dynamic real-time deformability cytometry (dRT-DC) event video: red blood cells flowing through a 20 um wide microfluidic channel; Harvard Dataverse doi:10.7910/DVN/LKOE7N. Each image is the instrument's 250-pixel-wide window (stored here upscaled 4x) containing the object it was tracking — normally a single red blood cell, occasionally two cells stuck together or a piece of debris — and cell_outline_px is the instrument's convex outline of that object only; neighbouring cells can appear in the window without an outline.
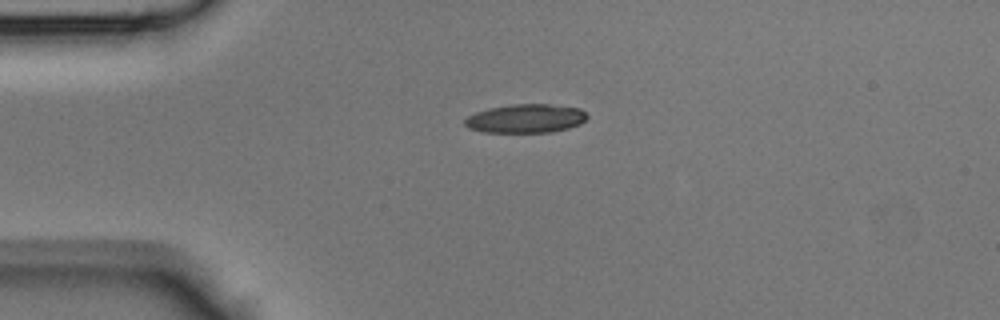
{"species": "Egyptian fruit bat (a non-hibernating species)", "species_latin": "Rousettus aegyptiacus", "temperature_condition": "room temperature", "stored_images_in_passage": 34, "camera_frame_rate_fps": 3000, "um_per_image_px": 0.085, "animal": {"sex": "male"}, "frame": {"image": 1, "passage_image": 1, "time_ms": 0.0, "image_size_px": [1000, 320], "cell_outline_px": [[588, 116], [580, 124], [568, 128], [552, 132], [484, 132], [468, 128], [464, 124], [464, 120], [468, 116], [476, 112], [488, 108], [512, 104], [548, 104], [580, 108]], "centroid_in_image_um": [44.67, 10.07], "position_along_channel_um": 40.3, "area_um2": 20.46}}
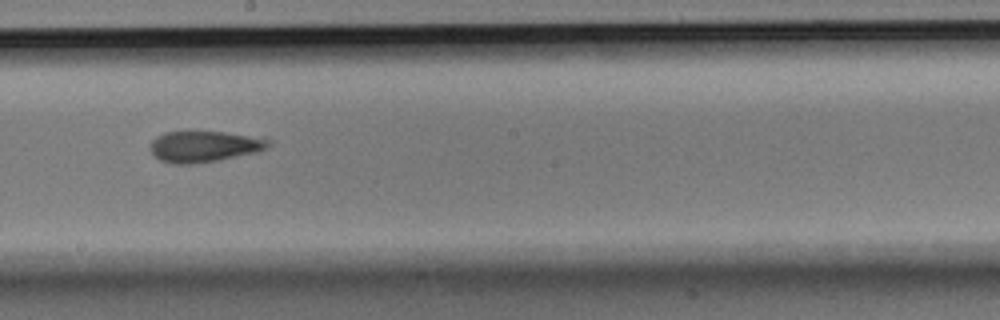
{"frame": {"image": 2, "passage_image": 15, "time_ms": 4.667, "image_size_px": [1000, 320], "cell_outline_px": [[272, 144], [260, 152], [220, 160], [192, 164], [172, 164], [160, 160], [152, 152], [152, 140], [156, 136], [164, 132], [224, 132], [272, 140]], "centroid_in_image_um": [17.39, 12.46], "position_along_channel_um": 230.8, "area_um2": 21.33}}
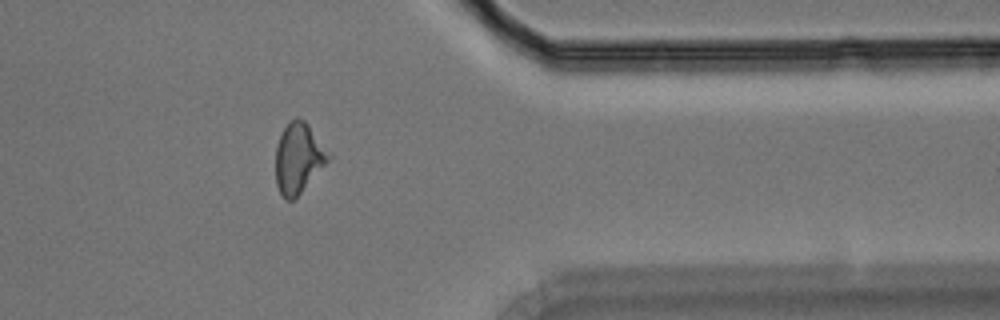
{"frame": {"image": 3, "passage_image": 26, "time_ms": 8.333, "image_size_px": [1000, 320], "cell_outline_px": [[332, 156], [300, 192], [292, 200], [284, 200], [276, 184], [276, 144], [288, 120], [296, 116], [304, 120], [308, 124], [332, 152]], "centroid_in_image_um": [25.38, 13.37], "position_along_channel_um": 386.0, "area_um2": 21.68}}